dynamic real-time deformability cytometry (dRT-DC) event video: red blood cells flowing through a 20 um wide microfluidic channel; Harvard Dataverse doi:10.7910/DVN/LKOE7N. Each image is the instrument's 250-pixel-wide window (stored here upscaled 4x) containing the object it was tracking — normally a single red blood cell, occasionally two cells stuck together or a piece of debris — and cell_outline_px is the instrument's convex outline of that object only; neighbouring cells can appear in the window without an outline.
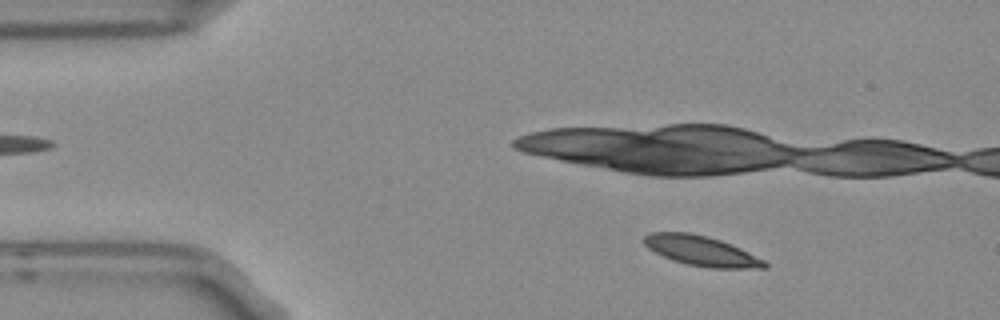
{"species": "Egyptian fruit bat (a non-hibernating species)", "species_latin": "Rousettus aegyptiacus", "temperature_condition": "room temperature", "stored_images_in_passage": 4, "camera_frame_rate_fps": 3000, "um_per_image_px": 0.085, "frame": {"image": 1, "passage_image": 1, "time_ms": 0.0, "image_size_px": [1000, 320], "cell_outline_px": [[768, 268], [708, 268], [688, 264], [672, 260], [648, 248], [644, 244], [644, 236], [648, 232], [688, 232], [708, 236], [720, 240], [740, 248], [764, 260], [768, 264]], "centroid_in_image_um": [59.61, 21.32], "position_along_channel_um": 25.4, "area_um2": 20.92}}